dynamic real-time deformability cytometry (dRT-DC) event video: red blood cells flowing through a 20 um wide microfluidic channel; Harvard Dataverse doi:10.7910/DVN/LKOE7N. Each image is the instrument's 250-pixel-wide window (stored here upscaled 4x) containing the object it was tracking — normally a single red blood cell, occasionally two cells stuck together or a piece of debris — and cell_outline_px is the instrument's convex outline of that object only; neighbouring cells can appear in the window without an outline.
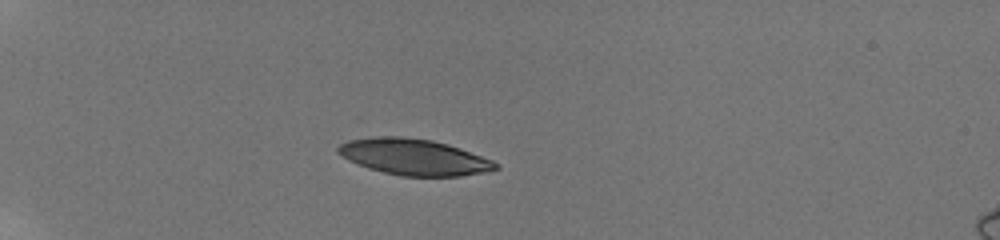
{"species": "human", "species_latin": "Homo sapiens", "temperature_condition": "room temperature", "stored_images_in_passage": 30, "camera_frame_rate_fps": 3000, "um_per_image_px": 0.085, "donor": {"sex": "male"}, "frame": {"image": 1, "passage_image": 11, "time_ms": 4.333, "image_size_px": [1000, 240], "cell_outline_px": [[500, 168], [484, 172], [460, 176], [400, 176], [368, 168], [348, 160], [336, 152], [336, 148], [340, 144], [348, 140], [376, 136], [404, 136], [432, 140], [448, 144], [460, 148], [492, 160], [500, 164]], "centroid_in_image_um": [35.17, 13.34], "position_along_channel_um": 49.8, "area_um2": 33.29}}
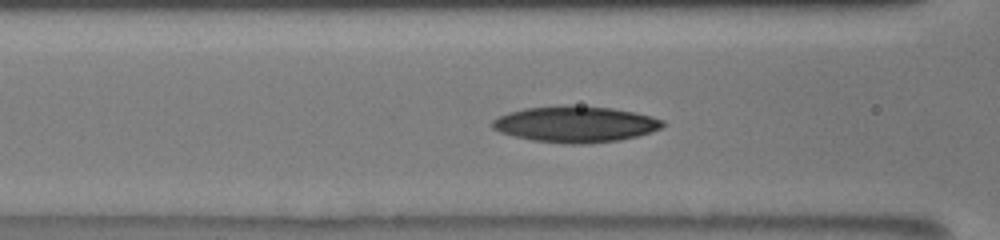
{"frame": {"image": 2, "passage_image": 21, "time_ms": 7.333, "image_size_px": [1000, 240], "cell_outline_px": [[664, 124], [660, 128], [652, 132], [620, 140], [588, 144], [568, 144], [532, 140], [500, 132], [492, 128], [492, 120], [508, 112], [524, 108], [564, 104], [568, 104], [612, 108], [636, 112], [652, 116], [664, 120]], "centroid_in_image_um": [48.92, 10.54], "position_along_channel_um": 117.7, "area_um2": 36.18}}
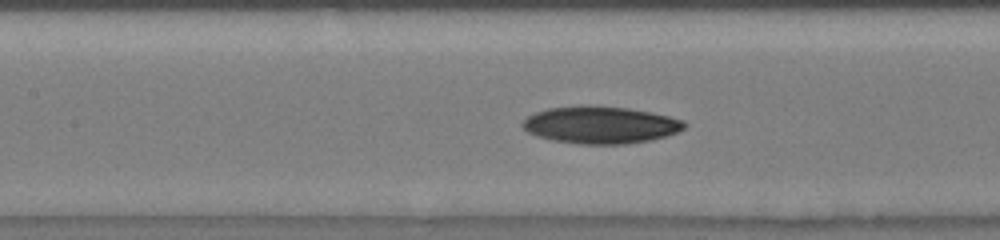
{"frame": {"image": 3, "passage_image": 25, "time_ms": 8.333, "image_size_px": [1000, 240], "cell_outline_px": [[688, 124], [684, 128], [668, 136], [652, 140], [624, 144], [576, 144], [552, 140], [536, 136], [528, 132], [520, 124], [528, 116], [536, 112], [548, 108], [580, 104], [588, 104], [628, 108], [668, 116], [684, 120]], "centroid_in_image_um": [51.03, 10.61], "position_along_channel_um": 156.4, "area_um2": 35.49}}